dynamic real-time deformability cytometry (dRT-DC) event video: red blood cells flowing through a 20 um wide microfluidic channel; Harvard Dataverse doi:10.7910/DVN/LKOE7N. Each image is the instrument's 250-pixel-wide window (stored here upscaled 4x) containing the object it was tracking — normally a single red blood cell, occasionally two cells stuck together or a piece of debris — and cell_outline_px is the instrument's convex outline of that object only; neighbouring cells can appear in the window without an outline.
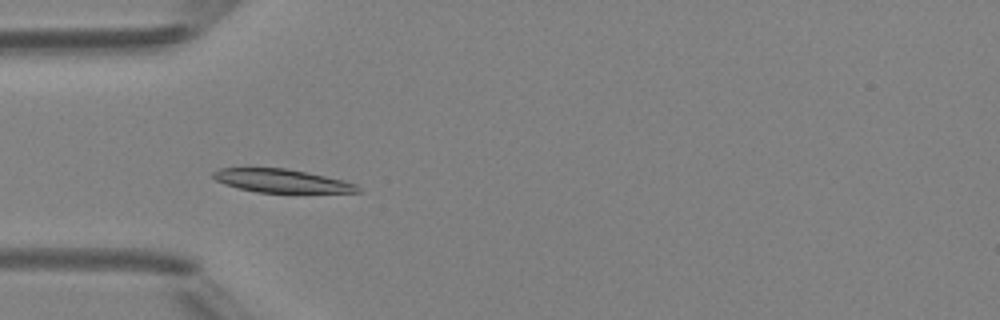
{"species": "Egyptian fruit bat (a non-hibernating species)", "species_latin": "Rousettus aegyptiacus", "temperature_condition": "room temperature", "stored_images_in_passage": 5, "camera_frame_rate_fps": 3000, "um_per_image_px": 0.085, "animal": {"sex": "female"}, "frame": {"image": 1, "passage_image": 3, "time_ms": 2.333, "image_size_px": [1000, 320], "cell_outline_px": [[360, 192], [256, 192], [224, 184], [216, 180], [212, 176], [212, 172], [220, 168], [284, 168], [344, 180], [356, 184], [360, 188]], "centroid_in_image_um": [23.91, 15.37], "position_along_channel_um": 61.1, "area_um2": 19.31}}
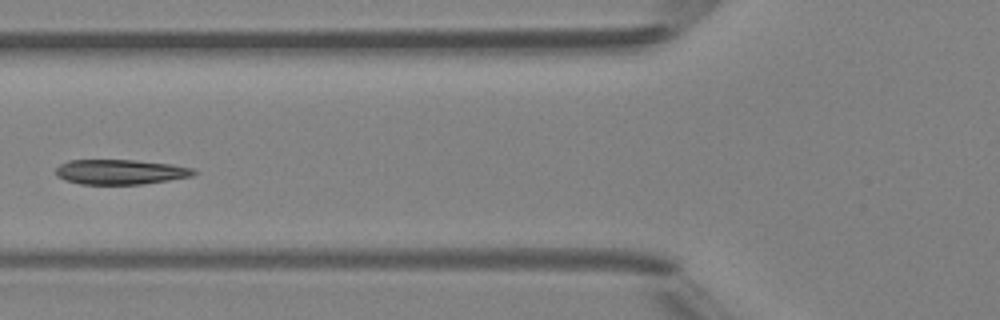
{"frame": {"image": 2, "passage_image": 4, "time_ms": 3.667, "image_size_px": [1000, 320], "cell_outline_px": [[196, 172], [192, 176], [168, 180], [140, 184], [80, 184], [64, 180], [56, 176], [56, 168], [60, 164], [68, 160], [136, 160], [172, 164], [196, 168]], "centroid_in_image_um": [10.23, 14.61], "position_along_channel_um": 115.6, "area_um2": 20.11}}
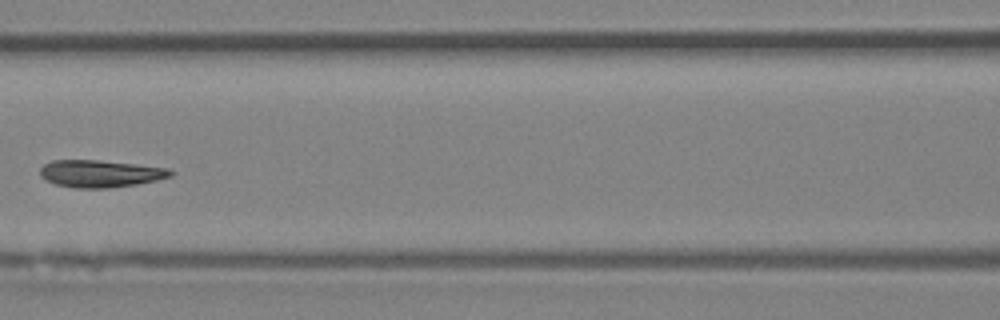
{"frame": {"image": 3, "passage_image": 5, "time_ms": 4.667, "image_size_px": [1000, 320], "cell_outline_px": [[176, 172], [172, 176], [156, 180], [136, 184], [108, 188], [76, 188], [56, 184], [40, 176], [40, 168], [44, 164], [52, 160], [96, 160], [136, 164], [168, 168]], "centroid_in_image_um": [8.54, 14.75], "position_along_channel_um": 158.1, "area_um2": 20.63}}